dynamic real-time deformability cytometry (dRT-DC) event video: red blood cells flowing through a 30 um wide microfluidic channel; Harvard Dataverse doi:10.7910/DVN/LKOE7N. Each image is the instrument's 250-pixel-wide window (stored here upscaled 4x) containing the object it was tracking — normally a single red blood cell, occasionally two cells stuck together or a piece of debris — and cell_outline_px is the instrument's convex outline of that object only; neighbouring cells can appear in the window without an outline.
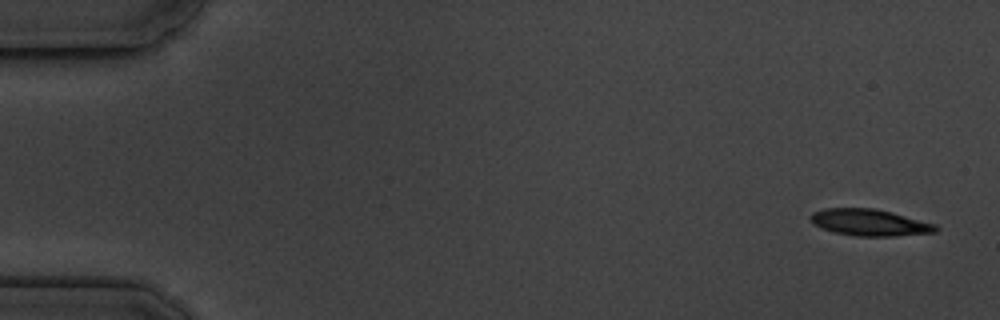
{"species": "common noctule bat (a hibernating species)", "species_latin": "Nyctalus noctula", "temperature_condition": "cold", "stored_images_in_passage": 4, "camera_frame_rate_fps": 3000, "um_per_image_px": 0.085, "animal": {"sex": "male", "body_mass_g": 19.5, "forearm_length_mm": 54.6}, "frame": {"image": 1, "passage_image": 1, "time_ms": 0.0, "image_size_px": [1000, 320], "cell_outline_px": [[940, 228], [936, 232], [896, 236], [856, 236], [836, 232], [824, 228], [816, 224], [808, 216], [812, 212], [824, 208], [876, 208], [892, 212], [936, 224]], "centroid_in_image_um": [73.96, 18.9], "position_along_channel_um": 11.0, "area_um2": 19.36}}
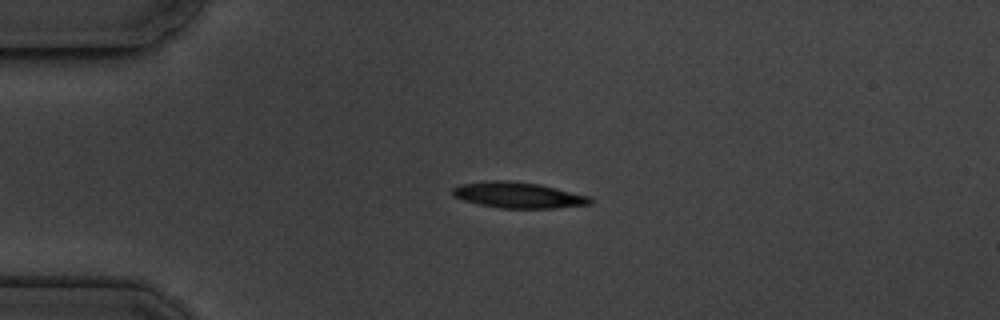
{"frame": {"image": 2, "passage_image": 4, "time_ms": 3.667, "image_size_px": [1000, 320], "cell_outline_px": [[592, 204], [552, 208], [500, 208], [480, 204], [464, 200], [452, 196], [452, 188], [460, 184], [492, 180], [504, 180], [540, 184], [588, 196], [592, 200]], "centroid_in_image_um": [44.02, 16.58], "position_along_channel_um": 41.0, "area_um2": 20.58}}